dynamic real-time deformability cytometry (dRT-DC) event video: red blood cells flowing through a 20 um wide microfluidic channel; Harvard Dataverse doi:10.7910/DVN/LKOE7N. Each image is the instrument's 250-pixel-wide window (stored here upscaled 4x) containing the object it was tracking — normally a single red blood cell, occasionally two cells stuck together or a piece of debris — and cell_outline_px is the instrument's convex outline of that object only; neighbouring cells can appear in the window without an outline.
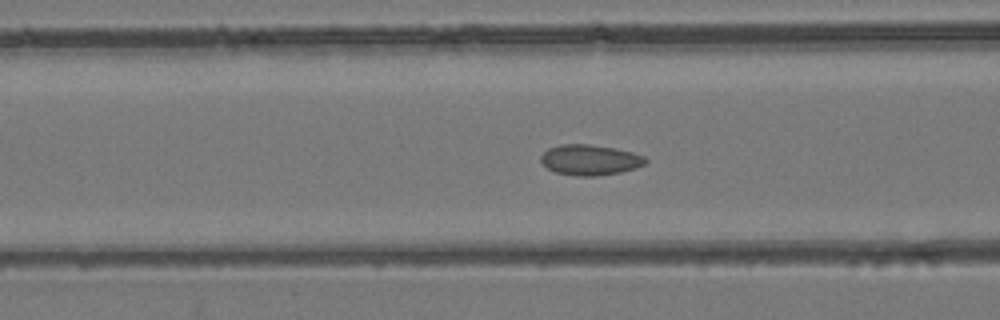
{"species": "common noctule bat (a hibernating species)", "species_latin": "Nyctalus noctula", "temperature_condition": "room temperature", "stored_images_in_passage": 49, "camera_frame_rate_fps": 3000, "um_per_image_px": 0.085, "animal": {"sex": "female", "body_mass_g": 24.6, "forearm_length_mm": 56.2}, "frame": {"image": 1, "passage_image": 20, "time_ms": 6.333, "image_size_px": [1000, 320], "cell_outline_px": [[648, 160], [644, 164], [636, 168], [620, 172], [596, 176], [576, 176], [556, 172], [548, 168], [540, 160], [540, 156], [548, 148], [560, 144], [588, 144], [616, 148], [632, 152], [644, 156]], "centroid_in_image_um": [50.15, 13.58], "position_along_channel_um": 116.5, "area_um2": 18.61}}
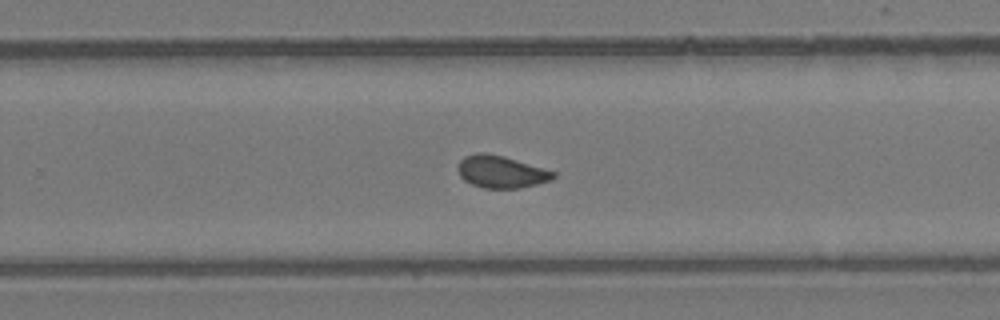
{"frame": {"image": 2, "passage_image": 32, "time_ms": 10.333, "image_size_px": [1000, 320], "cell_outline_px": [[556, 176], [552, 180], [520, 188], [484, 188], [472, 184], [464, 180], [460, 176], [456, 168], [460, 160], [464, 156], [476, 152], [484, 152], [504, 156], [556, 172]], "centroid_in_image_um": [42.57, 14.59], "position_along_channel_um": 287.2, "area_um2": 18.03}}
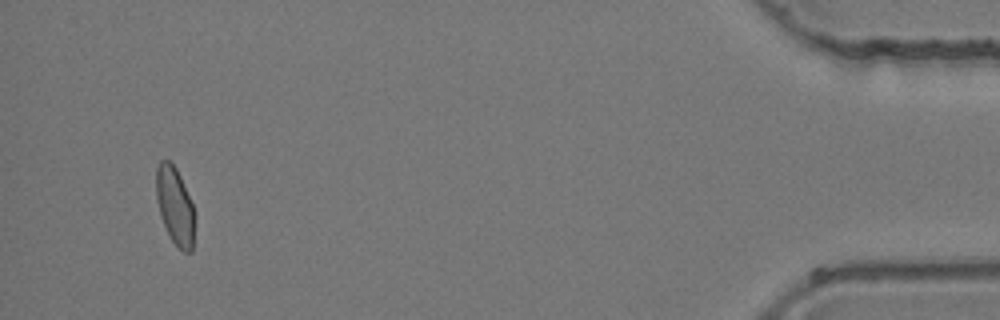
{"frame": {"image": 3, "passage_image": 47, "time_ms": 15.333, "image_size_px": [1000, 320], "cell_outline_px": [[196, 216], [192, 252], [184, 252], [172, 240], [160, 216], [156, 200], [156, 168], [160, 160], [168, 160], [176, 168], [180, 176], [192, 204]], "centroid_in_image_um": [14.88, 17.5], "position_along_channel_um": 420.3, "area_um2": 17.46}}